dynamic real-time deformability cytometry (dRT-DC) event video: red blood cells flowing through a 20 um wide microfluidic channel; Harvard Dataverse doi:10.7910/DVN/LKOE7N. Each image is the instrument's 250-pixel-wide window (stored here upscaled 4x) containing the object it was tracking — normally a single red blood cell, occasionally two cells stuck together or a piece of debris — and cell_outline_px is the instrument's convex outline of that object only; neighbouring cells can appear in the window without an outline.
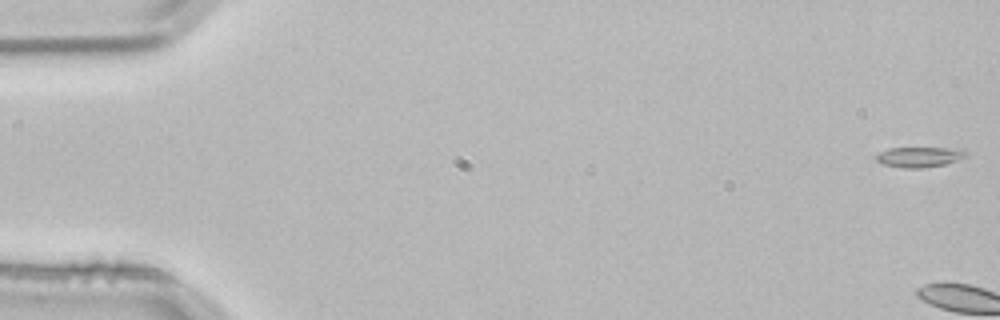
{"species": "common noctule bat (a hibernating species)", "species_latin": "Nyctalus noctula", "temperature_condition": "room temperature", "stored_images_in_passage": 4, "camera_frame_rate_fps": 3000, "um_per_image_px": 0.085, "animal": {"sex": "male", "body_mass_g": 21.5, "forearm_length_mm": 52.0}, "frame": {"image": 1, "passage_image": 1, "time_ms": 0.0, "image_size_px": [1000, 320], "cell_outline_px": [[968, 156], [944, 164], [920, 168], [904, 168], [880, 164], [876, 160], [876, 156], [880, 152], [888, 148], [960, 148]], "centroid_in_image_um": [78.1, 13.34], "position_along_channel_um": 6.9, "area_um2": 10.52}}